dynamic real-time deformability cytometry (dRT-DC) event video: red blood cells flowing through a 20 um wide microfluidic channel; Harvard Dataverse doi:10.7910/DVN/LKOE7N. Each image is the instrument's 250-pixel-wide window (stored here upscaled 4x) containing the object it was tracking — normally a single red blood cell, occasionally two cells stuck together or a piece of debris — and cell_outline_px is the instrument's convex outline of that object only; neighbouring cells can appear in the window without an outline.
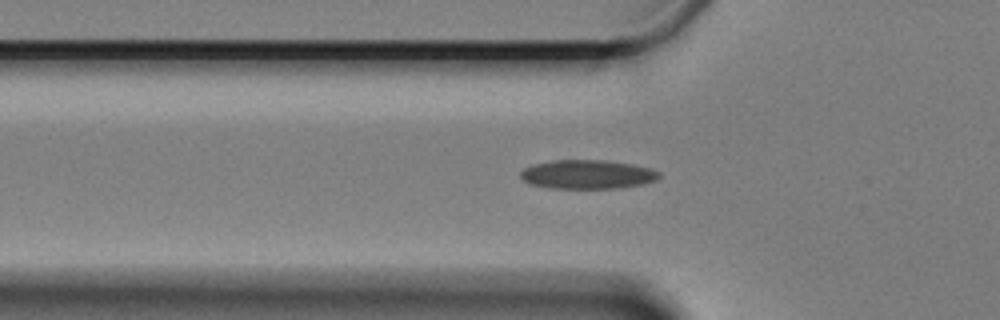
{"species": "Egyptian fruit bat (a non-hibernating species)", "species_latin": "Rousettus aegyptiacus", "temperature_condition": "cold", "stored_images_in_passage": 47, "camera_frame_rate_fps": 3000, "um_per_image_px": 0.085, "animal": {"sex": "female"}, "frame": {"image": 1, "passage_image": 15, "time_ms": 4.667, "image_size_px": [1000, 320], "cell_outline_px": [[660, 176], [656, 180], [644, 184], [620, 188], [548, 188], [528, 184], [520, 176], [520, 172], [524, 168], [532, 164], [552, 160], [604, 160], [632, 164], [652, 168], [660, 172]], "centroid_in_image_um": [49.93, 14.82], "position_along_channel_um": 75.9, "area_um2": 23.64}}
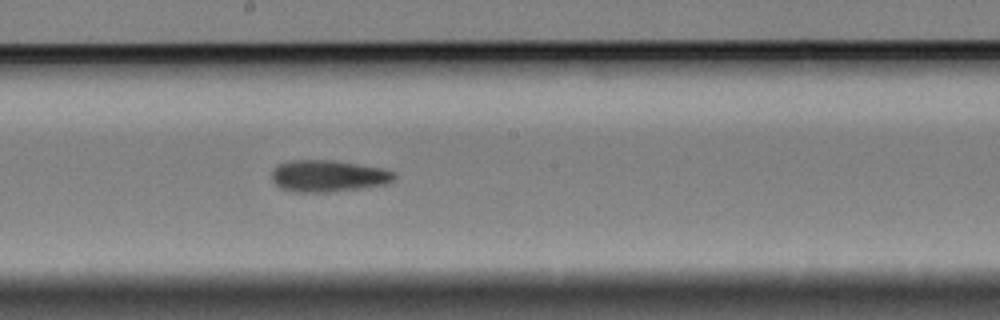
{"frame": {"image": 2, "passage_image": 28, "time_ms": 9.0, "image_size_px": [1000, 320], "cell_outline_px": [[396, 176], [392, 180], [384, 184], [360, 188], [332, 192], [296, 192], [280, 188], [272, 180], [272, 168], [276, 164], [288, 160], [332, 160], [380, 168], [392, 172]], "centroid_in_image_um": [27.8, 14.95], "position_along_channel_um": 220.4, "area_um2": 22.54}}
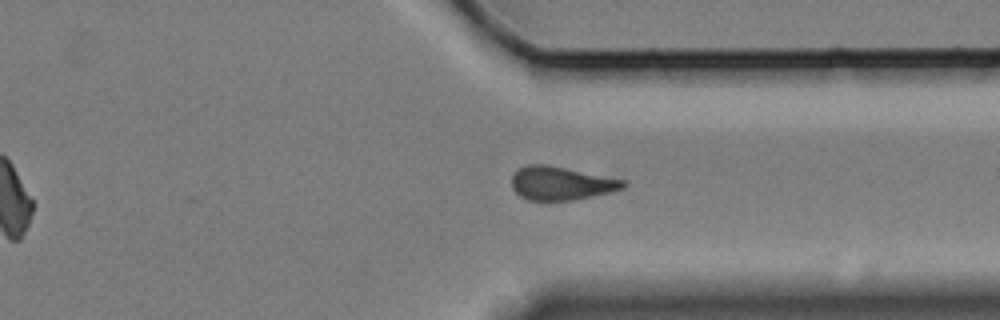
{"frame": {"image": 3, "passage_image": 41, "time_ms": 13.333, "image_size_px": [1000, 320], "cell_outline_px": [[628, 184], [624, 188], [612, 192], [572, 200], [528, 200], [520, 196], [512, 188], [512, 176], [516, 168], [528, 164], [544, 164], [628, 180]], "centroid_in_image_um": [47.71, 15.57], "position_along_channel_um": 363.7, "area_um2": 21.91}, "authors_computed_cell_mechanics": {"area_um2": 22.4842, "velocity_mm_per_s": 3.31, "shape_relaxation_time_tau1_ms": null, "shape_relaxation_time_tau2_ms": 7.0056, "deformation_change_tau1": null, "deformation_change_tau2": 0.1313}}